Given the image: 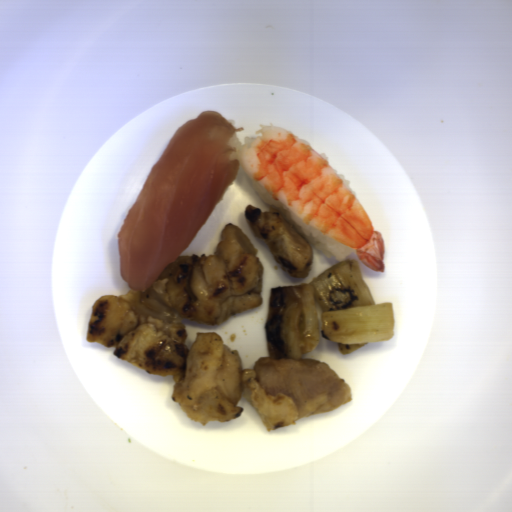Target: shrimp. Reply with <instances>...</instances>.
<instances>
[{
  "mask_svg": "<svg viewBox=\"0 0 512 512\" xmlns=\"http://www.w3.org/2000/svg\"><path fill=\"white\" fill-rule=\"evenodd\" d=\"M256 134L238 155L248 176L317 232L354 249L366 268L383 273V234L336 170L291 132L264 125Z\"/></svg>",
  "mask_w": 512,
  "mask_h": 512,
  "instance_id": "1",
  "label": "shrimp"
}]
</instances>
